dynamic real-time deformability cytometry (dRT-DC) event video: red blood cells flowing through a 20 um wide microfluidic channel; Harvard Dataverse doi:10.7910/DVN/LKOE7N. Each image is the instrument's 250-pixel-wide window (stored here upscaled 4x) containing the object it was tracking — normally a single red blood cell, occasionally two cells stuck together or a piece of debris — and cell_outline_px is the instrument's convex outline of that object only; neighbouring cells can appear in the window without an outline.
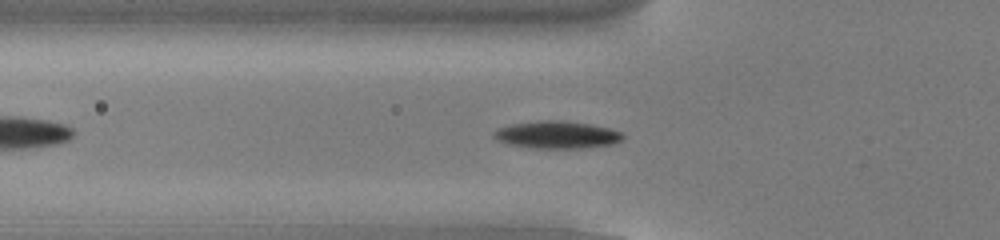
{"species": "common noctule bat (a hibernating species)", "species_latin": "Nyctalus noctula", "temperature_condition": "cold", "stored_images_in_passage": 39, "camera_frame_rate_fps": 3000, "um_per_image_px": 0.085, "animal": {"sex": "male", "body_mass_g": 13.0, "forearm_length_mm": 53.1}, "frame": {"image": 1, "passage_image": 10, "time_ms": 3.0, "image_size_px": [1000, 240], "cell_outline_px": [[624, 136], [616, 144], [584, 148], [532, 148], [508, 144], [496, 140], [492, 136], [492, 132], [496, 128], [512, 124], [536, 120], [560, 120], [592, 124], [608, 128], [620, 132]], "centroid_in_image_um": [47.29, 11.45], "position_along_channel_um": 78.5, "area_um2": 20.87}}
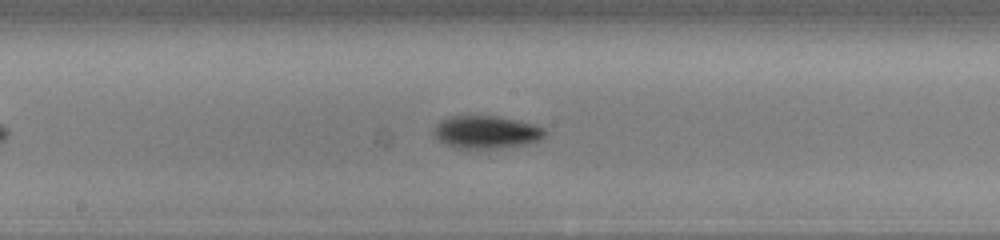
{"frame": {"image": 2, "passage_image": 20, "time_ms": 6.333, "image_size_px": [1000, 240], "cell_outline_px": [[548, 132], [544, 136], [528, 144], [496, 148], [456, 148], [444, 144], [432, 132], [432, 128], [440, 120], [452, 116], [500, 116], [520, 120], [536, 124], [544, 128]], "centroid_in_image_um": [41.34, 11.21], "position_along_channel_um": 206.9, "area_um2": 21.39}}
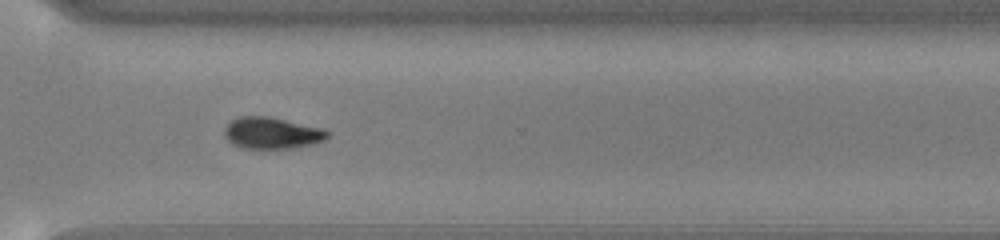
{"frame": {"image": 3, "passage_image": 31, "time_ms": 10.0, "image_size_px": [1000, 240], "cell_outline_px": [[328, 136], [324, 140], [312, 144], [292, 148], [240, 148], [232, 144], [224, 136], [224, 128], [232, 120], [240, 116], [268, 116], [324, 128], [328, 132]], "centroid_in_image_um": [23.09, 11.3], "position_along_channel_um": 347.5, "area_um2": 18.96}, "authors_computed_cell_mechanics": {"area_um2": 19.1896, "velocity_mm_per_s": 3.8392, "shape_relaxation_time_tau1_ms": 1.8365, "shape_relaxation_time_tau2_ms": null, "deformation_change_tau1": 0.1001, "deformation_change_tau2": null}}